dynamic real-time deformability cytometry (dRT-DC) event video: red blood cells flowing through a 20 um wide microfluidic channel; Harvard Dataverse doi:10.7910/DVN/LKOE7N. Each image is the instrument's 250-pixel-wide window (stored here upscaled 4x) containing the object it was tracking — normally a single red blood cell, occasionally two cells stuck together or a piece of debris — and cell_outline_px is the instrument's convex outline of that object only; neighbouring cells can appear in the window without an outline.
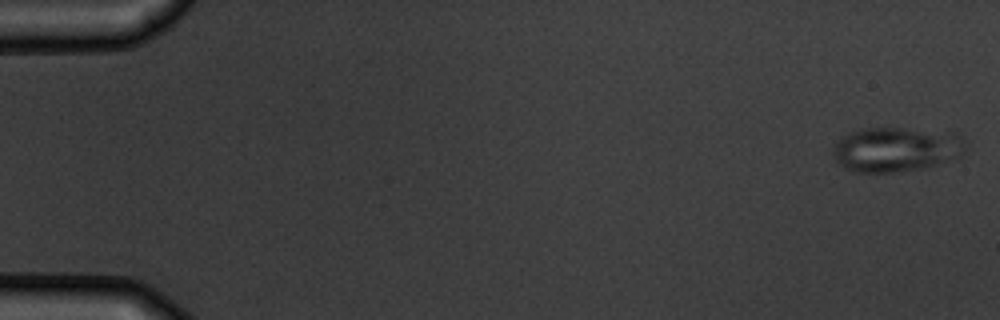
{"species": "common noctule bat (a hibernating species)", "species_latin": "Nyctalus noctula", "temperature_condition": "warm", "stored_images_in_passage": 6, "camera_frame_rate_fps": 3000, "um_per_image_px": 0.085, "animal": {"sex": "male", "body_mass_g": 19.5, "forearm_length_mm": 54.6}, "frame": {"image": 1, "passage_image": 1, "time_ms": 0.0, "image_size_px": [1000, 320], "cell_outline_px": [[968, 144], [964, 156], [920, 168], [892, 172], [856, 172], [844, 168], [836, 160], [836, 144], [840, 136], [864, 128], [900, 128], [956, 132]], "centroid_in_image_um": [76.25, 12.68], "position_along_channel_um": 8.7, "area_um2": 34.39}}